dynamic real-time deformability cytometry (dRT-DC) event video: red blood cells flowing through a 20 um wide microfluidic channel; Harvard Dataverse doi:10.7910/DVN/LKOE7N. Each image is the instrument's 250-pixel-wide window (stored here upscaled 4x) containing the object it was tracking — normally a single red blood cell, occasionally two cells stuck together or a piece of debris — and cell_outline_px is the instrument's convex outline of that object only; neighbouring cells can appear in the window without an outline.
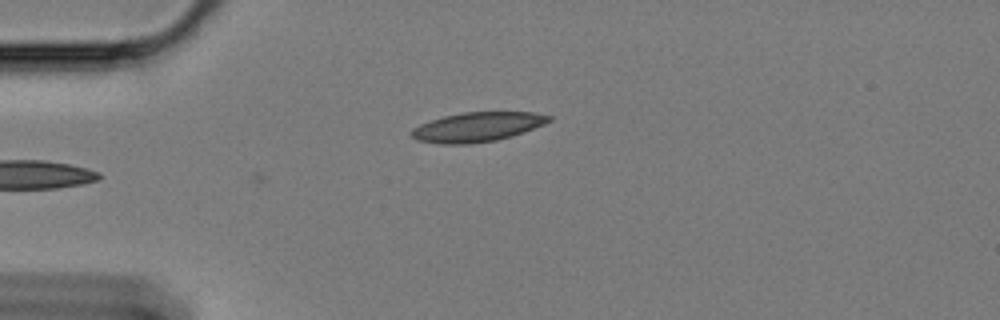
{"species": "Egyptian fruit bat (a non-hibernating species)", "species_latin": "Rousettus aegyptiacus", "temperature_condition": "cold", "stored_images_in_passage": 14, "camera_frame_rate_fps": 3000, "um_per_image_px": 0.085, "animal": {"sex": "female"}, "frame": {"image": 1, "passage_image": 1, "time_ms": 0.0, "image_size_px": [1000, 320], "cell_outline_px": [[552, 120], [544, 124], [512, 136], [496, 140], [468, 144], [440, 144], [416, 140], [412, 136], [412, 128], [420, 124], [444, 116], [464, 112], [532, 112], [552, 116]], "centroid_in_image_um": [40.57, 10.79], "position_along_channel_um": 44.4, "area_um2": 23.47}}
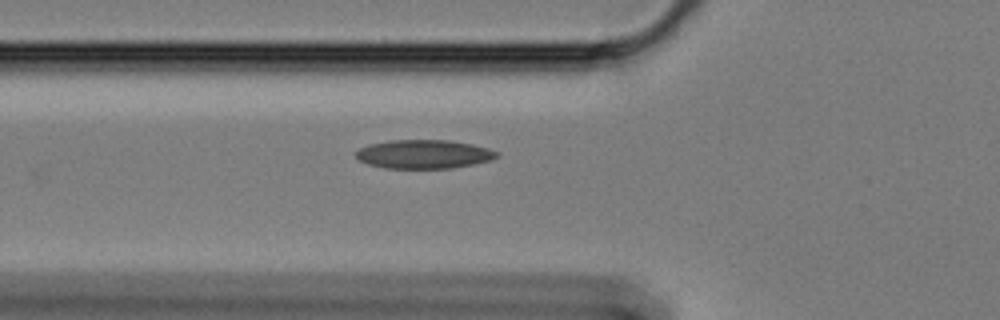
{"frame": {"image": 2, "passage_image": 7, "time_ms": 2.0, "image_size_px": [1000, 320], "cell_outline_px": [[500, 156], [492, 160], [452, 168], [384, 168], [368, 164], [360, 160], [356, 156], [356, 152], [360, 148], [368, 144], [392, 140], [448, 140], [472, 144], [488, 148], [500, 152]], "centroid_in_image_um": [36.06, 13.1], "position_along_channel_um": 89.7, "area_um2": 23.64}}
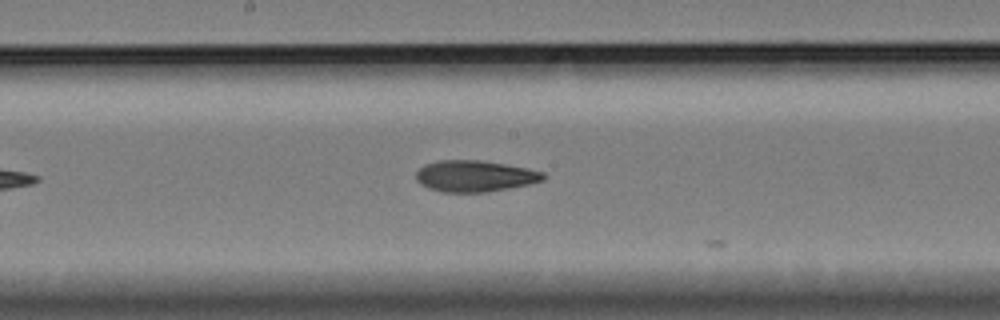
{"frame": {"image": 3, "passage_image": 12, "time_ms": 3.667, "image_size_px": [1000, 320], "cell_outline_px": [[544, 180], [528, 184], [508, 188], [484, 192], [444, 192], [428, 188], [420, 184], [416, 180], [416, 172], [424, 164], [436, 160], [480, 160], [504, 164], [544, 172]], "centroid_in_image_um": [40.3, 14.96], "position_along_channel_um": 207.9, "area_um2": 23.06}}